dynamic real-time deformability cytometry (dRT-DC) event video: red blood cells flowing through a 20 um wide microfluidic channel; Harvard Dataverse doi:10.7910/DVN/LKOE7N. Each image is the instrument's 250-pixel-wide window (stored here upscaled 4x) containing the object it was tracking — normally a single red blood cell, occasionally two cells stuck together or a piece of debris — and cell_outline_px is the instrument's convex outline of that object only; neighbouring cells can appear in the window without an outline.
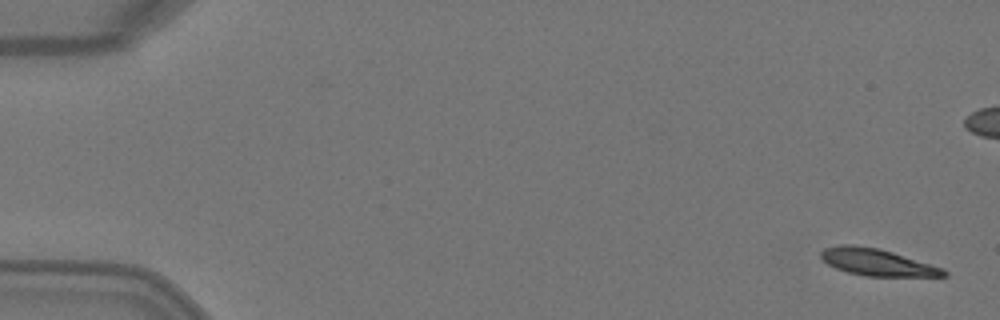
{"species": "Egyptian fruit bat (a non-hibernating species)", "species_latin": "Rousettus aegyptiacus", "temperature_condition": "warm", "stored_images_in_passage": 5, "camera_frame_rate_fps": 3000, "um_per_image_px": 0.085, "animal": {"sex": "female"}, "frame": {"image": 1, "passage_image": 1, "time_ms": 0.0, "image_size_px": [1000, 320], "cell_outline_px": [[948, 276], [864, 276], [848, 272], [836, 268], [828, 264], [820, 256], [820, 252], [824, 248], [840, 244], [856, 244], [880, 248], [944, 268], [948, 272]], "centroid_in_image_um": [74.55, 22.27], "position_along_channel_um": 10.4, "area_um2": 19.36}}
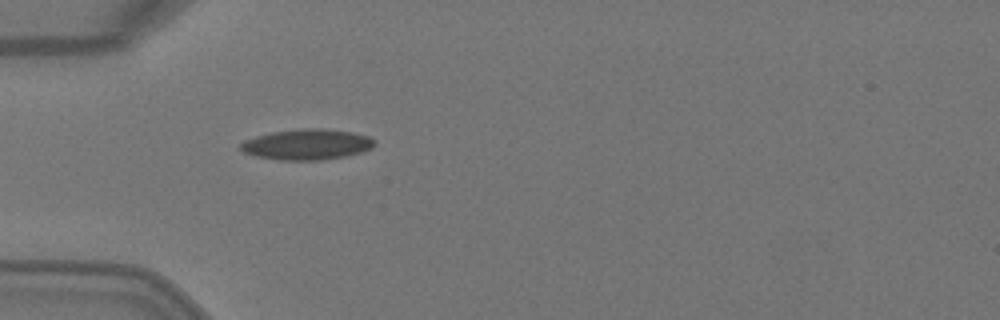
{"frame": {"image": 2, "passage_image": 5, "time_ms": 1.333, "image_size_px": [1000, 320], "cell_outline_px": [[376, 144], [372, 148], [348, 156], [320, 160], [280, 160], [256, 156], [244, 152], [240, 148], [240, 144], [244, 140], [256, 136], [272, 132], [300, 128], [324, 128], [352, 132], [368, 136], [376, 140]], "centroid_in_image_um": [26.12, 12.27], "position_along_channel_um": 58.9, "area_um2": 24.04}}